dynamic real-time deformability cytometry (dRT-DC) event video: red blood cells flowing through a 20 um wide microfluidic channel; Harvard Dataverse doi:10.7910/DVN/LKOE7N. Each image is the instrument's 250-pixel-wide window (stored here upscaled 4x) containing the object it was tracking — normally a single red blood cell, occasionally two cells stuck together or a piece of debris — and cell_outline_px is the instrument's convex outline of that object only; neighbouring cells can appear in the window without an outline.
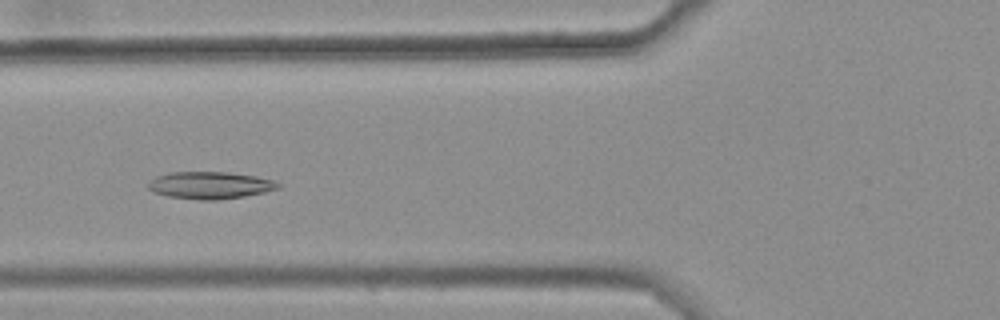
{"species": "common noctule bat (a hibernating species)", "species_latin": "Nyctalus noctula", "temperature_condition": "warm", "stored_images_in_passage": 37, "camera_frame_rate_fps": 3000, "um_per_image_px": 0.085, "animal": {"sex": "female", "body_mass_g": 25.1}, "frame": {"image": 1, "passage_image": 12, "time_ms": 3.667, "image_size_px": [1000, 320], "cell_outline_px": [[280, 188], [264, 192], [244, 196], [216, 200], [200, 200], [168, 196], [152, 192], [148, 188], [148, 184], [156, 176], [172, 172], [228, 172], [256, 176], [272, 180], [280, 184]], "centroid_in_image_um": [17.85, 15.75], "position_along_channel_um": 108.0, "area_um2": 20.46}}
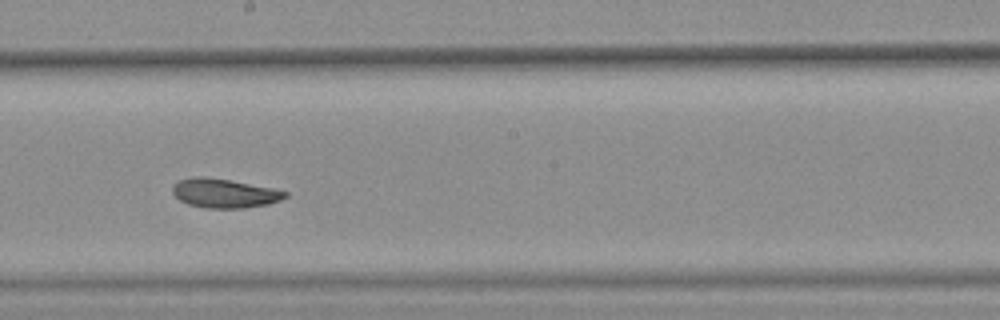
{"frame": {"image": 2, "passage_image": 22, "time_ms": 7.0, "image_size_px": [1000, 320], "cell_outline_px": [[288, 196], [280, 200], [268, 204], [244, 208], [208, 208], [188, 204], [180, 200], [172, 192], [172, 184], [180, 180], [196, 176], [204, 176], [228, 180], [272, 188], [288, 192]], "centroid_in_image_um": [19.06, 16.43], "position_along_channel_um": 229.1, "area_um2": 18.96}}
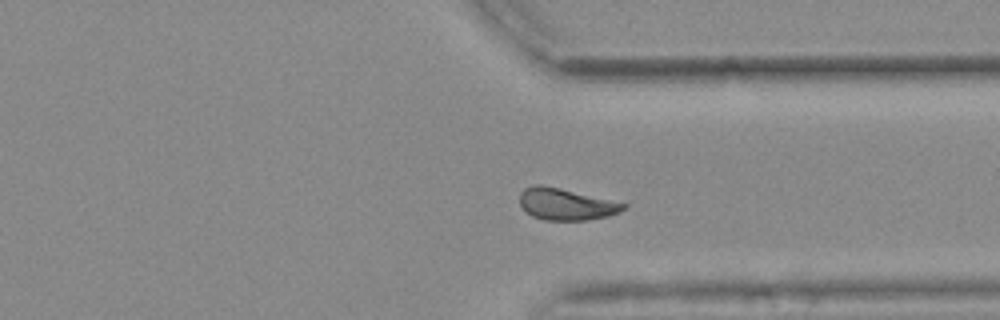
{"frame": {"image": 3, "passage_image": 33, "time_ms": 10.667, "image_size_px": [1000, 320], "cell_outline_px": [[628, 204], [620, 212], [608, 216], [588, 220], [544, 220], [532, 216], [520, 204], [520, 192], [524, 188], [532, 184], [540, 184]], "centroid_in_image_um": [48.08, 17.36], "position_along_channel_um": 363.3, "area_um2": 18.9}, "authors_computed_cell_mechanics": {"area_um2": 19.1318, "velocity_mm_per_s": 3.6342, "shape_relaxation_time_tau1_ms": null, "shape_relaxation_time_tau2_ms": 6.8954, "deformation_change_tau1": null, "deformation_change_tau2": 0.0753}}